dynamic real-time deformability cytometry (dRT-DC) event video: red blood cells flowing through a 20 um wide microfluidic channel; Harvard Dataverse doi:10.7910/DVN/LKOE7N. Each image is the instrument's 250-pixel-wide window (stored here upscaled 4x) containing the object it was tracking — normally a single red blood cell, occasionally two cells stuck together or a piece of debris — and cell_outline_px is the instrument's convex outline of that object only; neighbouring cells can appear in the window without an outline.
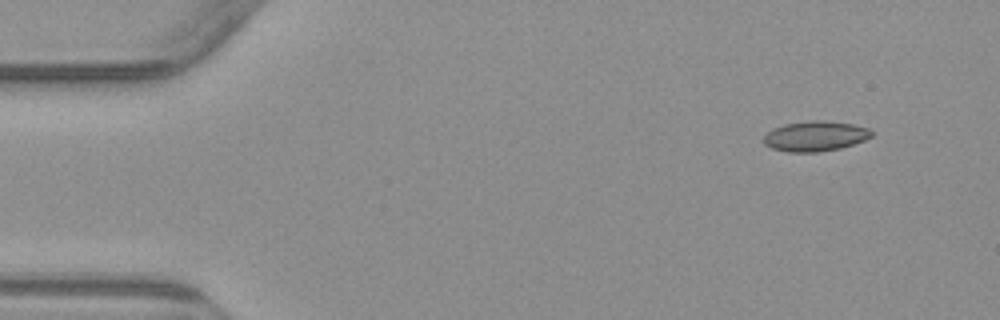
{"species": "common noctule bat (a hibernating species)", "species_latin": "Nyctalus noctula", "temperature_condition": "warm", "stored_images_in_passage": 4, "camera_frame_rate_fps": 3000, "um_per_image_px": 0.085, "animal": {"sex": "male", "body_mass_g": 23.1, "forearm_length_mm": 52.7}, "frame": {"image": 1, "passage_image": 1, "time_ms": 0.0, "image_size_px": [1000, 320], "cell_outline_px": [[872, 136], [864, 140], [840, 148], [816, 152], [788, 152], [772, 148], [764, 144], [764, 136], [768, 132], [784, 124], [808, 120], [824, 120], [852, 124], [868, 128], [872, 132]], "centroid_in_image_um": [69.29, 11.57], "position_along_channel_um": 15.7, "area_um2": 18.79}}
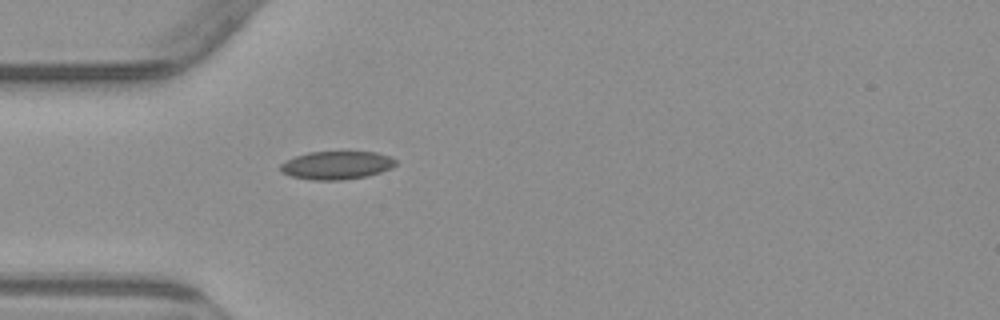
{"frame": {"image": 2, "passage_image": 4, "time_ms": 3.667, "image_size_px": [1000, 320], "cell_outline_px": [[396, 164], [392, 168], [368, 176], [340, 180], [312, 180], [292, 176], [280, 172], [280, 164], [296, 156], [308, 152], [376, 152], [392, 156], [396, 160]], "centroid_in_image_um": [28.64, 14.04], "position_along_channel_um": 56.4, "area_um2": 18.96}}